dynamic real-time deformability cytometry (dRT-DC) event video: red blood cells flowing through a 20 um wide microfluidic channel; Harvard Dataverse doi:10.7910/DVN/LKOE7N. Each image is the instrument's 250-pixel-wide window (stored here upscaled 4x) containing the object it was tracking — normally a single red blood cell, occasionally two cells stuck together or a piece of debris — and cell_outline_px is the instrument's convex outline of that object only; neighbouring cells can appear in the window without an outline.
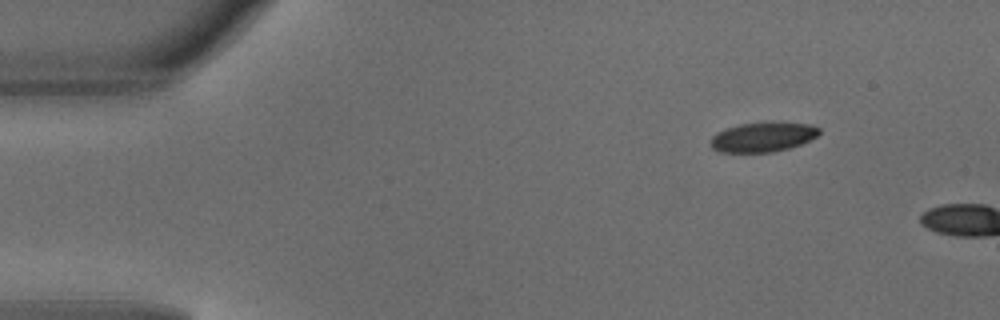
{"species": "common noctule bat (a hibernating species)", "species_latin": "Nyctalus noctula", "temperature_condition": "warm", "stored_images_in_passage": 2, "camera_frame_rate_fps": 3000, "um_per_image_px": 0.085, "animal": {"sex": "male", "body_mass_g": 18.8}, "frame": {"image": 1, "passage_image": 1, "time_ms": 0.0, "image_size_px": [1000, 320], "cell_outline_px": [[820, 132], [816, 136], [800, 144], [788, 148], [772, 152], [720, 152], [712, 148], [712, 136], [716, 132], [724, 128], [740, 124], [768, 120], [776, 120], [808, 124], [820, 128]], "centroid_in_image_um": [64.84, 11.6], "position_along_channel_um": 20.2, "area_um2": 19.13}}